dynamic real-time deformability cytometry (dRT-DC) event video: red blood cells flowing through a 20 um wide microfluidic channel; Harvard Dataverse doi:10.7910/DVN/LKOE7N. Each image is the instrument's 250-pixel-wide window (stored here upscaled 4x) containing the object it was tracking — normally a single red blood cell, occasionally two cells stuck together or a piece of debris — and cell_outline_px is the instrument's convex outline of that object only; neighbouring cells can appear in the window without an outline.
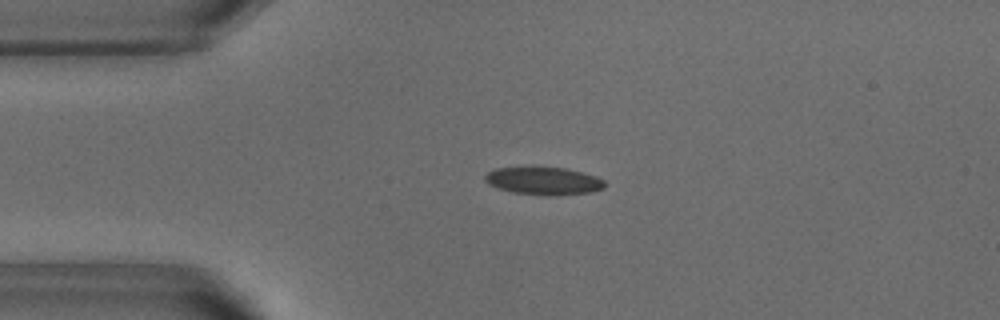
{"species": "common noctule bat (a hibernating species)", "species_latin": "Nyctalus noctula", "temperature_condition": "warm", "stored_images_in_passage": 51, "camera_frame_rate_fps": 3000, "um_per_image_px": 0.085, "animal": {"sex": "male", "body_mass_g": 18.8}, "frame": {"image": 1, "passage_image": 11, "time_ms": 3.333, "image_size_px": [1000, 320], "cell_outline_px": [[604, 188], [592, 192], [556, 196], [548, 196], [512, 192], [488, 184], [484, 180], [484, 176], [492, 168], [564, 168], [596, 176], [604, 180]], "centroid_in_image_um": [46.21, 15.4], "position_along_channel_um": 38.8, "area_um2": 19.19}}
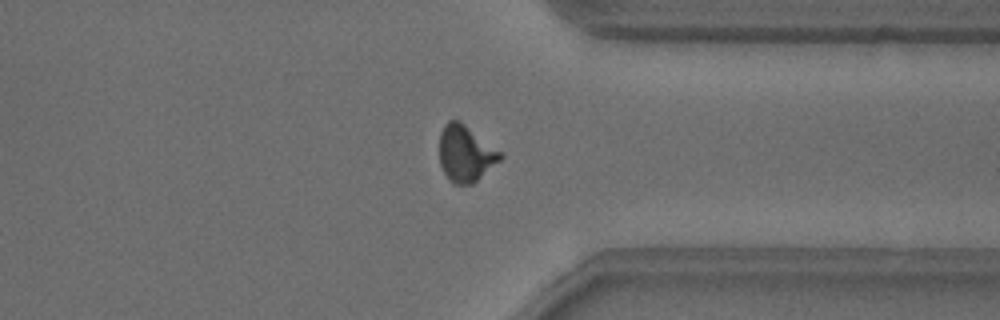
{"frame": {"image": 2, "passage_image": 39, "time_ms": 12.667, "image_size_px": [1000, 320], "cell_outline_px": [[504, 156], [500, 160], [472, 184], [456, 184], [448, 180], [440, 164], [440, 132], [444, 124], [448, 120], [460, 120], [500, 152]], "centroid_in_image_um": [39.54, 13.04], "position_along_channel_um": 371.9, "area_um2": 19.71}}
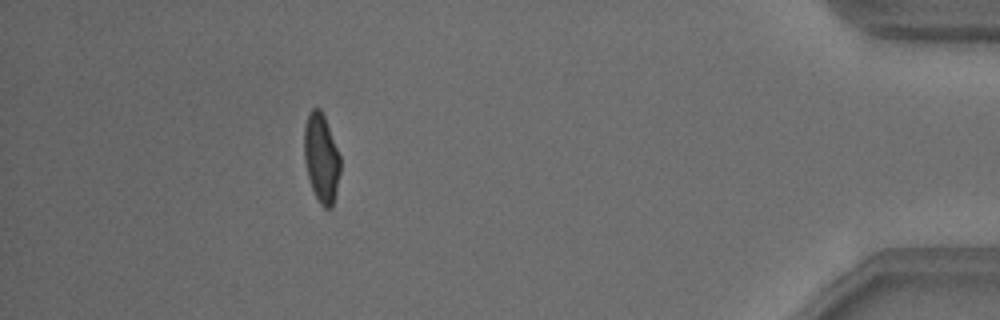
{"frame": {"image": 3, "passage_image": 46, "time_ms": 15.0, "image_size_px": [1000, 320], "cell_outline_px": [[340, 172], [336, 192], [332, 208], [324, 208], [320, 204], [312, 188], [308, 176], [304, 160], [304, 128], [308, 112], [312, 108], [320, 108], [324, 116], [340, 156]], "centroid_in_image_um": [27.3, 13.43], "position_along_channel_um": 407.9, "area_um2": 18.61}, "authors_computed_cell_mechanics": {"area_um2": 19.1318, "velocity_mm_per_s": 3.8489, "shape_relaxation_time_tau1_ms": 3.1873, "shape_relaxation_time_tau2_ms": 0.6516, "deformation_change_tau1": 0.1353, "deformation_change_tau2": 0.0611}}